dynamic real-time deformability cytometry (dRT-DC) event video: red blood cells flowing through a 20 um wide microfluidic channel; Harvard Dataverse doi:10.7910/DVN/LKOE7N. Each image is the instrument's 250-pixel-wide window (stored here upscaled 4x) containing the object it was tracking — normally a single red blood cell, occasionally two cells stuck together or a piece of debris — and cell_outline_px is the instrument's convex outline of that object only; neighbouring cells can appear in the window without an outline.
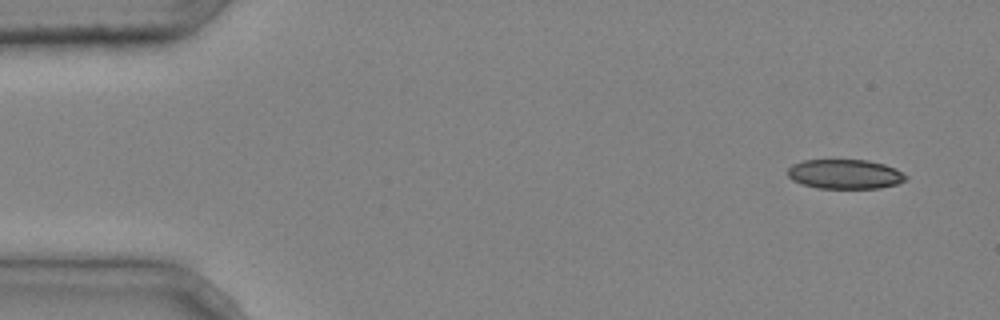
{"species": "common noctule bat (a hibernating species)", "species_latin": "Nyctalus noctula", "temperature_condition": "cold", "stored_images_in_passage": 8, "segment_of_instrument_passage": [1, 2], "camera_frame_rate_fps": 3000, "um_per_image_px": 0.085, "animal": {"sex": "male", "body_mass_g": 20.4}, "frame": {"image": 1, "passage_image": 1, "time_ms": 0.0, "image_size_px": [1000, 320], "cell_outline_px": [[908, 180], [896, 184], [880, 188], [816, 188], [792, 180], [788, 176], [788, 168], [792, 164], [804, 160], [868, 160], [884, 164], [896, 168], [908, 176]], "centroid_in_image_um": [71.85, 14.8], "position_along_channel_um": 13.2, "area_um2": 20.4}}
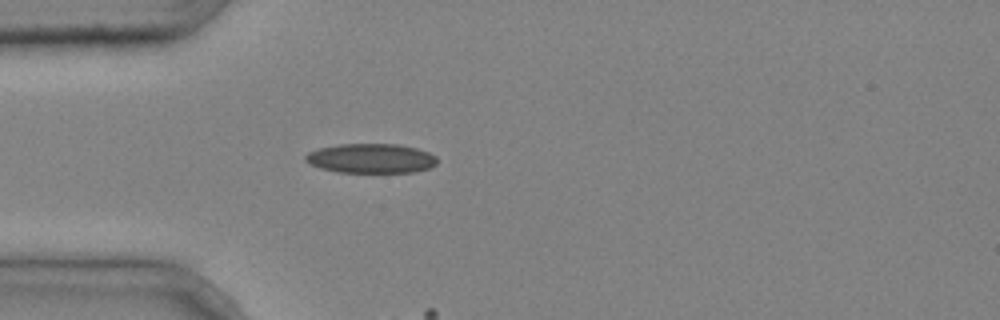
{"frame": {"image": 2, "passage_image": 4, "time_ms": 1.0, "image_size_px": [1000, 320], "cell_outline_px": [[436, 164], [428, 168], [412, 172], [336, 172], [320, 168], [304, 160], [304, 156], [308, 152], [320, 148], [340, 144], [400, 144], [416, 148], [428, 152], [436, 156]], "centroid_in_image_um": [31.52, 13.46], "position_along_channel_um": 53.5, "area_um2": 22.54}}